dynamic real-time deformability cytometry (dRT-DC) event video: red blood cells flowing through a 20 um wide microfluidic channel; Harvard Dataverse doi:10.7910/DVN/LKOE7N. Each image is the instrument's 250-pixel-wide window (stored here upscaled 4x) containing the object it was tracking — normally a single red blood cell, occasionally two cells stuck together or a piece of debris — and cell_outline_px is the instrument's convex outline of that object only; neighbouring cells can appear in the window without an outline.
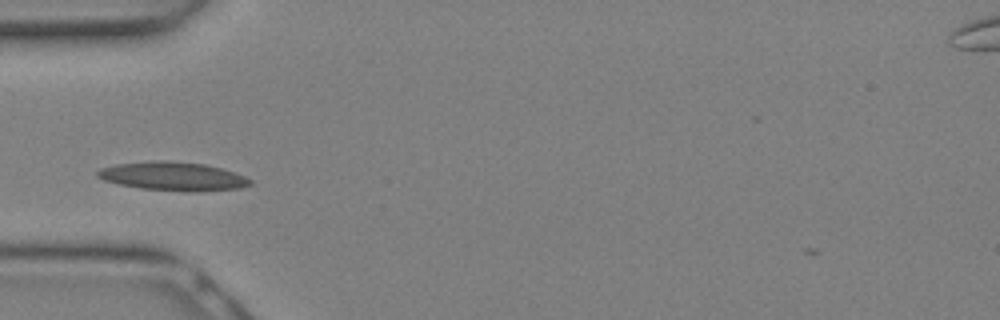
{"species": "Egyptian fruit bat (a non-hibernating species)", "species_latin": "Rousettus aegyptiacus", "temperature_condition": "warm", "stored_images_in_passage": 11, "camera_frame_rate_fps": 3000, "um_per_image_px": 0.085, "animal": {"sex": "female"}, "frame": {"image": 1, "passage_image": 3, "time_ms": 0.667, "image_size_px": [1000, 320], "cell_outline_px": [[252, 184], [240, 188], [196, 192], [192, 192], [140, 188], [120, 184], [104, 180], [96, 176], [96, 172], [100, 168], [116, 164], [152, 160], [168, 160], [204, 164], [220, 168], [244, 176], [252, 180]], "centroid_in_image_um": [14.69, 14.98], "position_along_channel_um": 70.3, "area_um2": 25.49}}
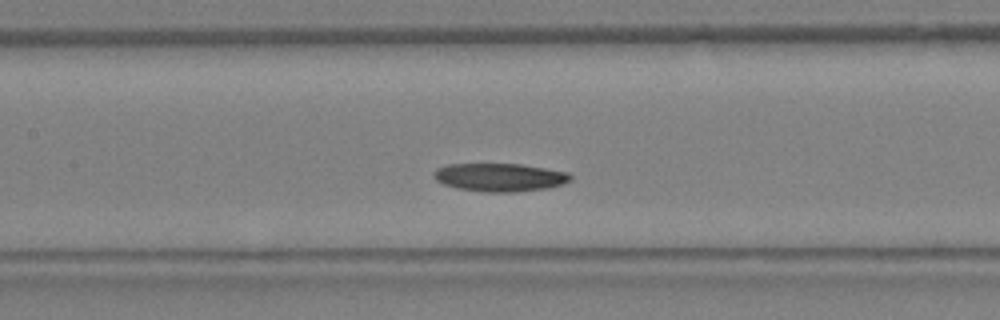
{"frame": {"image": 2, "passage_image": 7, "time_ms": 2.0, "image_size_px": [1000, 320], "cell_outline_px": [[572, 180], [564, 184], [548, 188], [516, 192], [484, 192], [456, 188], [444, 184], [436, 180], [436, 168], [448, 164], [520, 164], [568, 172], [572, 176]], "centroid_in_image_um": [42.53, 15.08], "position_along_channel_um": 164.9, "area_um2": 22.43}}
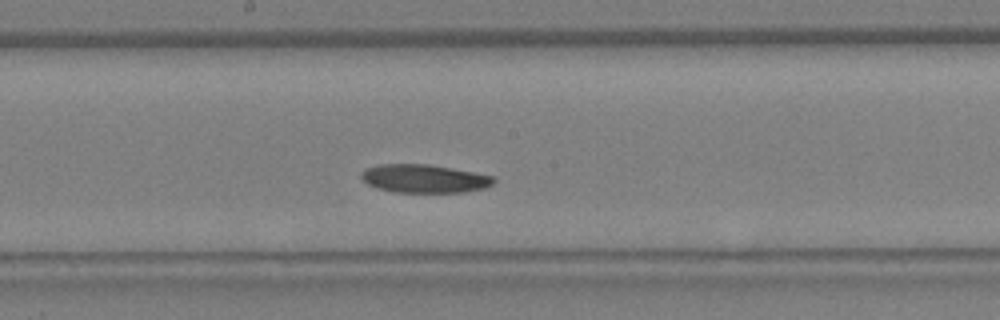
{"frame": {"image": 3, "passage_image": 9, "time_ms": 2.667, "image_size_px": [1000, 320], "cell_outline_px": [[496, 180], [492, 184], [484, 188], [464, 192], [396, 192], [376, 188], [368, 184], [360, 176], [360, 172], [364, 168], [380, 164], [428, 164], [496, 176]], "centroid_in_image_um": [36.05, 15.17], "position_along_channel_um": 212.2, "area_um2": 21.91}}